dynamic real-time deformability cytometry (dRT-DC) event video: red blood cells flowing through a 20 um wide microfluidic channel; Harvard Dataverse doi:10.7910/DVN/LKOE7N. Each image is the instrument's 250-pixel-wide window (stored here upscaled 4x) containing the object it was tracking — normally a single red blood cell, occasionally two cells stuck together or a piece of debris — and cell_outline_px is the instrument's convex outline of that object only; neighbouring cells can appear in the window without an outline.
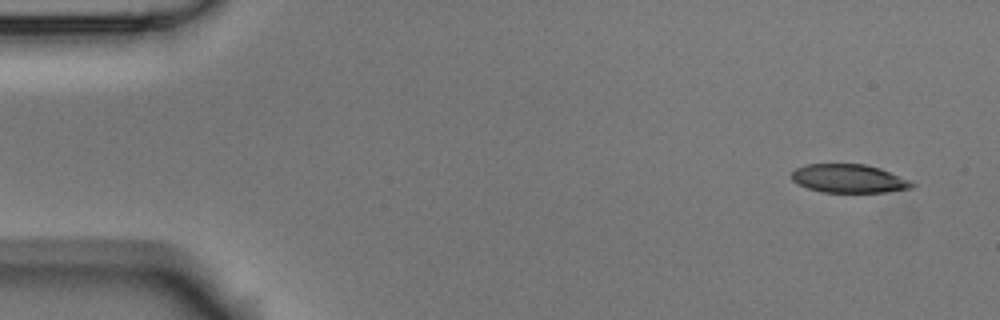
{"species": "Egyptian fruit bat (a non-hibernating species)", "species_latin": "Rousettus aegyptiacus", "temperature_condition": "room temperature", "stored_images_in_passage": 8, "camera_frame_rate_fps": 3000, "um_per_image_px": 0.085, "animal": {"sex": "male"}, "frame": {"image": 1, "passage_image": 1, "time_ms": 0.0, "image_size_px": [1000, 320], "cell_outline_px": [[916, 184], [912, 188], [888, 192], [824, 192], [808, 188], [792, 180], [792, 172], [796, 168], [804, 164], [864, 164], [880, 168], [908, 180]], "centroid_in_image_um": [72.15, 15.17], "position_along_channel_um": 12.8, "area_um2": 19.83}}
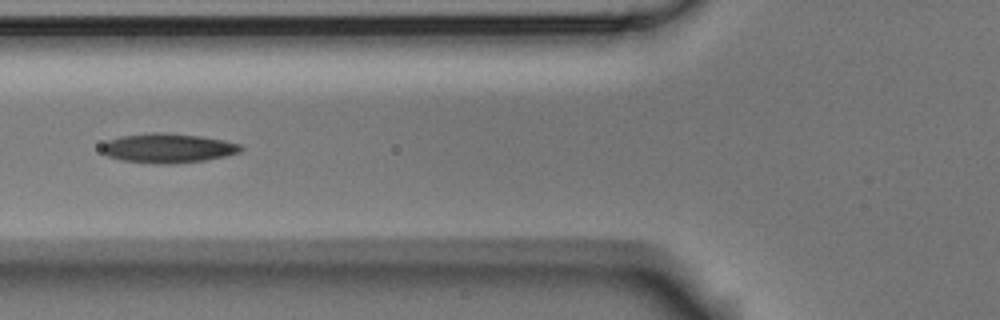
{"frame": {"image": 2, "passage_image": 5, "time_ms": 1.333, "image_size_px": [1000, 320], "cell_outline_px": [[244, 148], [240, 152], [228, 156], [204, 160], [172, 164], [160, 164], [120, 160], [108, 156], [100, 148], [108, 140], [120, 136], [152, 132], [160, 132], [200, 136], [224, 140], [240, 144]], "centroid_in_image_um": [14.29, 12.59], "position_along_channel_um": 111.5, "area_um2": 23.87}}
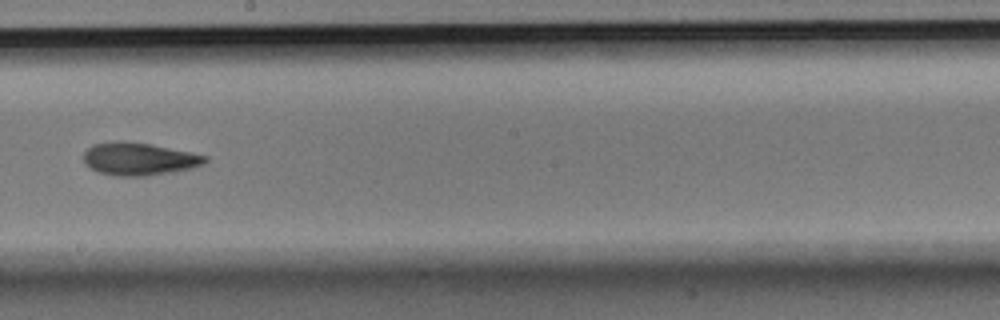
{"frame": {"image": 3, "passage_image": 8, "time_ms": 2.333, "image_size_px": [1000, 320], "cell_outline_px": [[208, 160], [204, 164], [192, 168], [172, 172], [144, 176], [116, 176], [96, 172], [84, 164], [84, 152], [92, 144], [116, 140], [120, 140], [148, 144], [192, 152], [208, 156]], "centroid_in_image_um": [11.8, 13.51], "position_along_channel_um": 236.4, "area_um2": 23.35}}